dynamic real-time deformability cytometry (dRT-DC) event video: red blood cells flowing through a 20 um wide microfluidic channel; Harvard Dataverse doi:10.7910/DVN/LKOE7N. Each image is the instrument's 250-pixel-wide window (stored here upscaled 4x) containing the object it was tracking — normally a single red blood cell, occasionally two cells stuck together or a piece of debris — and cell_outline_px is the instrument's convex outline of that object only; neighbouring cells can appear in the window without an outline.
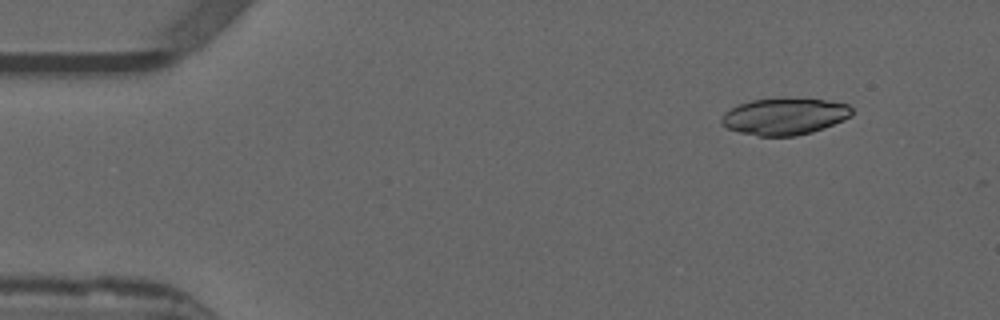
{"species": "common noctule bat (a hibernating species)", "species_latin": "Nyctalus noctula", "temperature_condition": "warm", "stored_images_in_passage": 48, "camera_frame_rate_fps": 3000, "um_per_image_px": 0.085, "animal": {"sex": "male", "forearm_length_mm": 52.5}, "frame": {"image": 1, "passage_image": 1, "time_ms": 0.0, "image_size_px": [1000, 320], "cell_outline_px": [[852, 116], [844, 120], [824, 128], [812, 132], [796, 136], [760, 136], [740, 132], [728, 128], [720, 124], [720, 120], [724, 112], [740, 104], [752, 100], [824, 100], [848, 104], [852, 108]], "centroid_in_image_um": [66.69, 9.93], "position_along_channel_um": 18.3, "area_um2": 27.34}}